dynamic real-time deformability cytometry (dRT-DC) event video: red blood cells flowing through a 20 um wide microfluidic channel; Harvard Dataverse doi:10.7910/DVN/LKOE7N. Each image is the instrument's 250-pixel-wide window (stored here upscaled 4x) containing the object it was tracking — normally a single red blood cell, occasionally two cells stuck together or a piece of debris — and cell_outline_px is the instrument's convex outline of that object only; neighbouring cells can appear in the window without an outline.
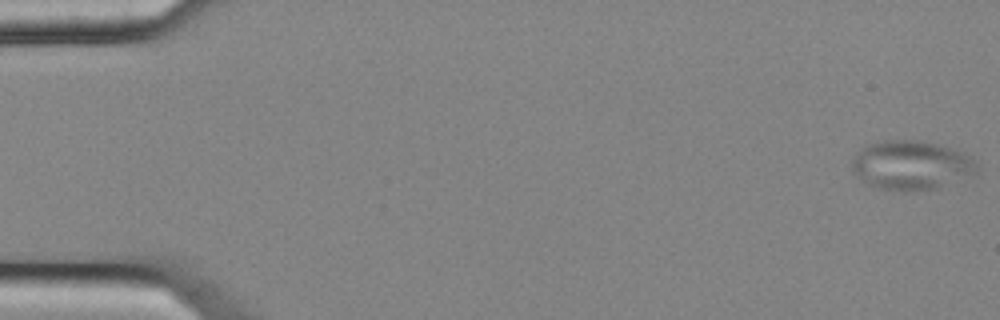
{"species": "common noctule bat (a hibernating species)", "species_latin": "Nyctalus noctula", "temperature_condition": "cold", "stored_images_in_passage": 55, "camera_frame_rate_fps": 3000, "um_per_image_px": 0.085, "animal": {"sex": "female", "body_mass_g": 25.1}, "frame": {"image": 1, "passage_image": 1, "time_ms": 0.0, "image_size_px": [1000, 320], "cell_outline_px": [[980, 168], [976, 172], [936, 188], [904, 192], [880, 188], [868, 184], [860, 180], [852, 172], [852, 160], [868, 144], [884, 140], [916, 140], [936, 144], [948, 148], [968, 156]], "centroid_in_image_um": [77.39, 14.06], "position_along_channel_um": 7.6, "area_um2": 35.08}}
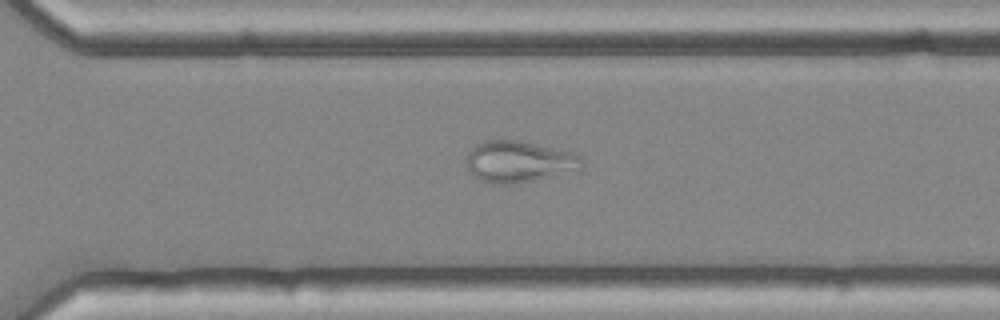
{"frame": {"image": 2, "passage_image": 39, "time_ms": 12.667, "image_size_px": [1000, 320], "cell_outline_px": [[584, 164], [580, 168], [556, 176], [516, 184], [492, 184], [480, 180], [468, 172], [464, 160], [468, 152], [476, 144], [484, 140], [516, 140], [576, 152], [584, 160]], "centroid_in_image_um": [44.08, 13.75], "position_along_channel_um": 326.5, "area_um2": 28.44}}
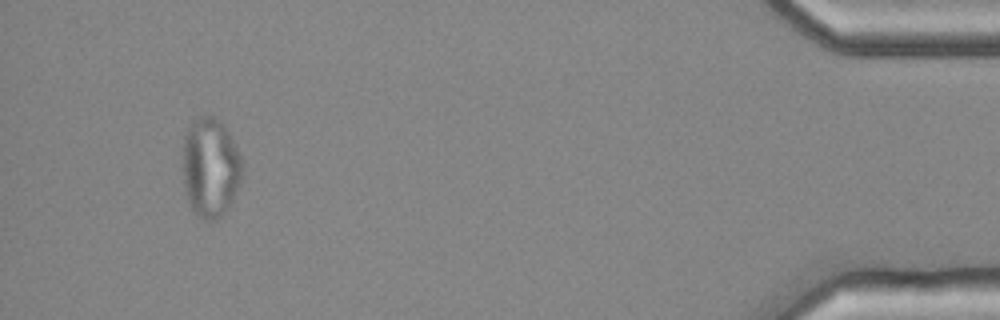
{"frame": {"image": 3, "passage_image": 52, "time_ms": 17.0, "image_size_px": [1000, 320], "cell_outline_px": [[244, 172], [232, 200], [228, 208], [220, 216], [212, 220], [200, 220], [192, 212], [184, 188], [184, 136], [188, 128], [200, 116], [212, 116], [220, 120], [224, 124], [240, 156]], "centroid_in_image_um": [17.89, 14.27], "position_along_channel_um": 417.3, "area_um2": 34.28}}